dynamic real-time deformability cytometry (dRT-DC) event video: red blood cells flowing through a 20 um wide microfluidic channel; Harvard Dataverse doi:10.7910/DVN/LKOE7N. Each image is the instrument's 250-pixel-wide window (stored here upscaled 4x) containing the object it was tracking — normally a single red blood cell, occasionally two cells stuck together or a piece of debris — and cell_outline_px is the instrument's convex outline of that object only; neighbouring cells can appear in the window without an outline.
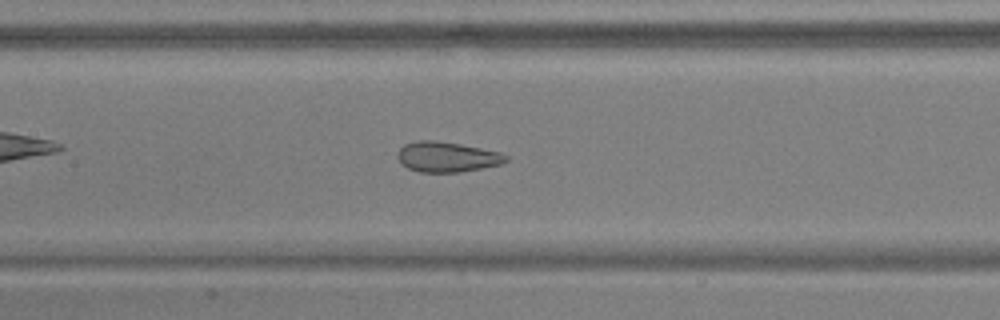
{"species": "common noctule bat (a hibernating species)", "species_latin": "Nyctalus noctula", "temperature_condition": "warm", "stored_images_in_passage": 42, "camera_frame_rate_fps": 3000, "um_per_image_px": 0.085, "animal": {"sex": "male", "body_mass_g": 17.9, "forearm_length_mm": 54.2}, "frame": {"image": 1, "passage_image": 14, "time_ms": 4.333, "image_size_px": [1000, 320], "cell_outline_px": [[508, 160], [500, 164], [460, 172], [420, 172], [408, 168], [400, 164], [396, 156], [400, 148], [404, 144], [420, 140], [436, 140], [460, 144], [500, 152], [508, 156]], "centroid_in_image_um": [37.95, 13.33], "position_along_channel_um": 169.4, "area_um2": 19.07}}
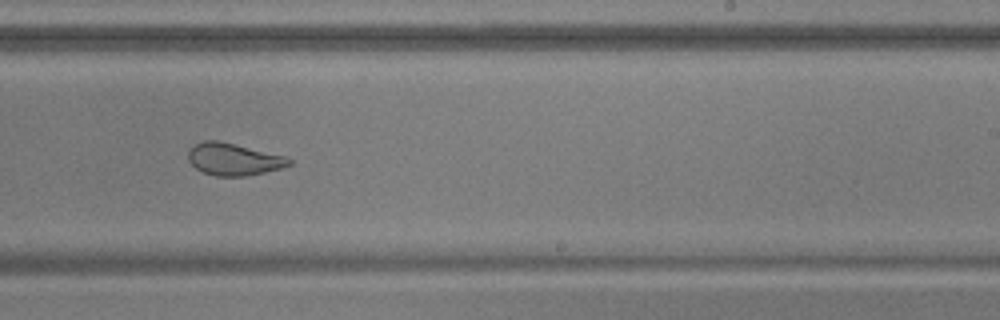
{"frame": {"image": 2, "passage_image": 22, "time_ms": 7.0, "image_size_px": [1000, 320], "cell_outline_px": [[292, 164], [280, 168], [264, 172], [244, 176], [216, 176], [204, 172], [196, 168], [188, 160], [188, 152], [196, 144], [204, 140], [216, 140], [236, 144], [284, 156], [292, 160]], "centroid_in_image_um": [19.85, 13.53], "position_along_channel_um": 269.2, "area_um2": 18.61}}
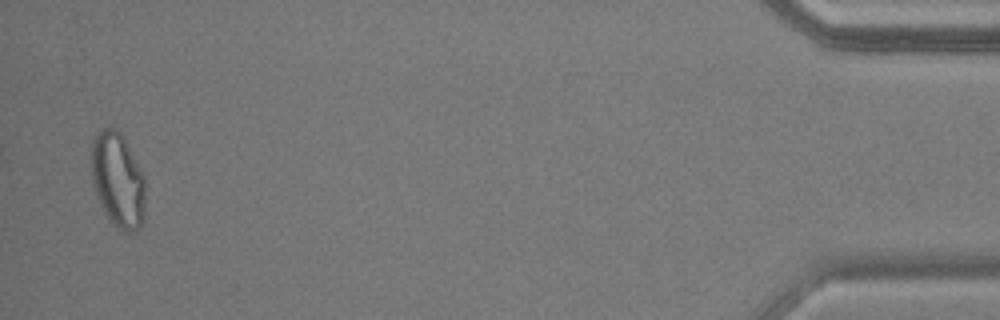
{"frame": {"image": 3, "passage_image": 41, "time_ms": 13.333, "image_size_px": [1000, 320], "cell_outline_px": [[144, 208], [140, 228], [132, 232], [120, 232], [112, 224], [104, 212], [100, 204], [92, 180], [92, 140], [96, 132], [100, 128], [116, 128], [120, 132], [144, 176]], "centroid_in_image_um": [10.0, 15.32], "position_along_channel_um": 425.2, "area_um2": 29.65}, "authors_computed_cell_mechanics": {"area_um2": 21.964, "velocity_mm_per_s": 3.7601, "shape_relaxation_time_tau1_ms": null, "shape_relaxation_time_tau2_ms": 0.9906, "deformation_change_tau1": null, "deformation_change_tau2": 0.0829}}